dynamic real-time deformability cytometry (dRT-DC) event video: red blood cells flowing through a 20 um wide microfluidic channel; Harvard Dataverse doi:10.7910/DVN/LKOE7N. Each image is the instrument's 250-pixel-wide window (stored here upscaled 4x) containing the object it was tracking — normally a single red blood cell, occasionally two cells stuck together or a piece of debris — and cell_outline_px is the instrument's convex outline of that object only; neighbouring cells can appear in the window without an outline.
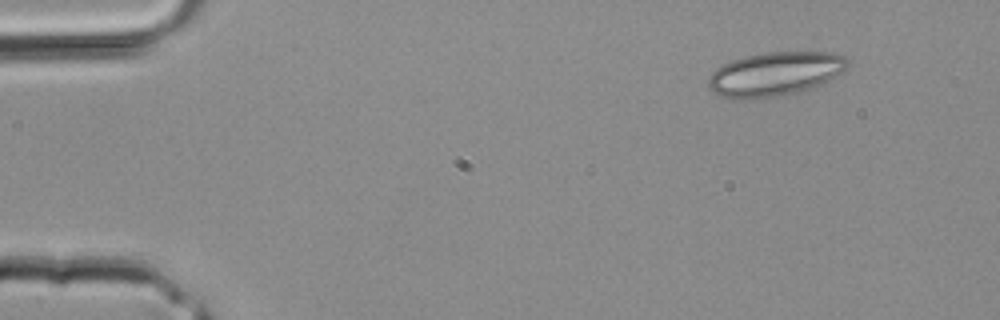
{"species": "common noctule bat (a hibernating species)", "species_latin": "Nyctalus noctula", "temperature_condition": "room temperature", "stored_images_in_passage": 3, "camera_frame_rate_fps": 3000, "um_per_image_px": 0.085, "animal": {"sex": "male", "body_mass_g": 20.4}, "frame": {"image": 1, "passage_image": 1, "time_ms": 0.0, "image_size_px": [1000, 320], "cell_outline_px": [[848, 64], [840, 72], [828, 80], [820, 84], [796, 92], [764, 100], [736, 100], [720, 96], [712, 92], [708, 88], [708, 76], [716, 68], [732, 60], [744, 56], [764, 52], [832, 52], [844, 56], [848, 60]], "centroid_in_image_um": [65.78, 6.31], "position_along_channel_um": 19.2, "area_um2": 36.01}}